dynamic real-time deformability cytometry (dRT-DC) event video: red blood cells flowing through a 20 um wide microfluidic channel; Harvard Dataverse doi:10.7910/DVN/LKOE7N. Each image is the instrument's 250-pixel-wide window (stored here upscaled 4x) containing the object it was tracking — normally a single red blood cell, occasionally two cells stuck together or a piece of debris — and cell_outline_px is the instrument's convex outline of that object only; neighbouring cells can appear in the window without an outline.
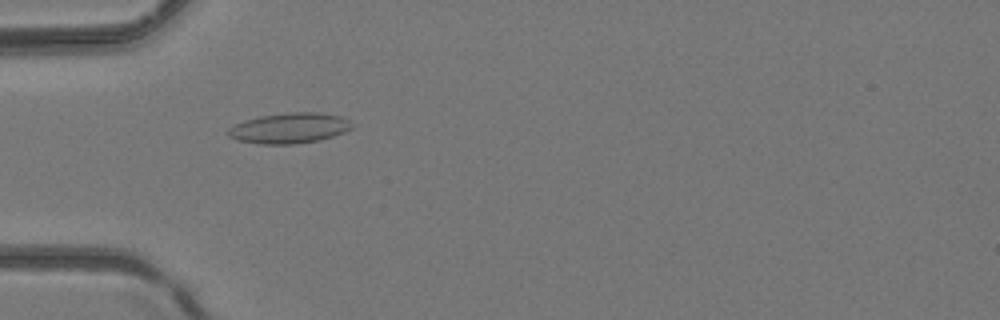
{"species": "common noctule bat (a hibernating species)", "species_latin": "Nyctalus noctula", "temperature_condition": "room temperature", "stored_images_in_passage": 44, "camera_frame_rate_fps": 3000, "um_per_image_px": 0.085, "animal": {"sex": "female", "body_mass_g": 24.6, "forearm_length_mm": 56.2}, "frame": {"image": 1, "passage_image": 12, "time_ms": 3.667, "image_size_px": [1000, 320], "cell_outline_px": [[352, 128], [344, 132], [320, 140], [292, 144], [260, 144], [236, 140], [228, 136], [228, 128], [244, 120], [260, 116], [288, 112], [320, 112], [340, 116], [348, 120], [352, 124]], "centroid_in_image_um": [24.58, 10.89], "position_along_channel_um": 60.4, "area_um2": 21.96}}
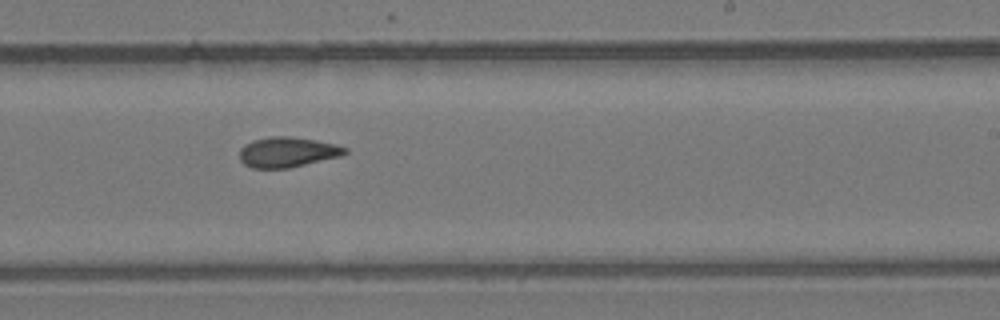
{"frame": {"image": 2, "passage_image": 26, "time_ms": 8.333, "image_size_px": [1000, 320], "cell_outline_px": [[348, 152], [340, 156], [288, 168], [252, 168], [244, 164], [240, 160], [240, 148], [244, 144], [252, 140], [272, 136], [292, 136], [316, 140], [336, 144], [348, 148]], "centroid_in_image_um": [24.42, 12.92], "position_along_channel_um": 264.6, "area_um2": 18.61}}
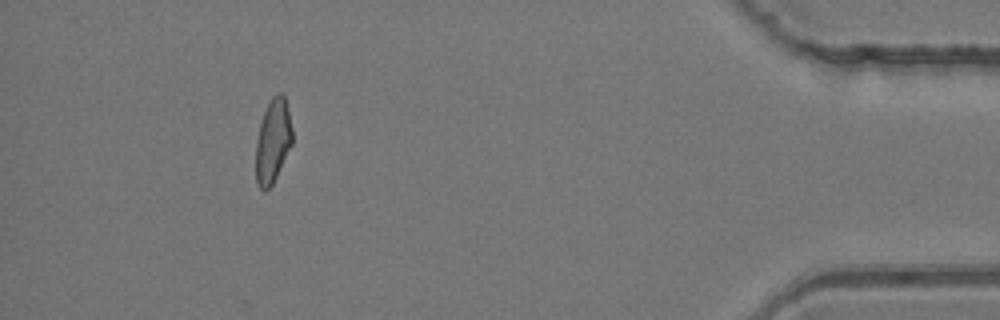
{"frame": {"image": 3, "passage_image": 40, "time_ms": 13.0, "image_size_px": [1000, 320], "cell_outline_px": [[292, 144], [272, 184], [264, 192], [256, 184], [256, 140], [260, 124], [264, 112], [272, 96], [276, 92], [280, 92], [284, 96], [288, 108], [292, 128]], "centroid_in_image_um": [23.19, 11.97], "position_along_channel_um": 412.0, "area_um2": 17.74}}